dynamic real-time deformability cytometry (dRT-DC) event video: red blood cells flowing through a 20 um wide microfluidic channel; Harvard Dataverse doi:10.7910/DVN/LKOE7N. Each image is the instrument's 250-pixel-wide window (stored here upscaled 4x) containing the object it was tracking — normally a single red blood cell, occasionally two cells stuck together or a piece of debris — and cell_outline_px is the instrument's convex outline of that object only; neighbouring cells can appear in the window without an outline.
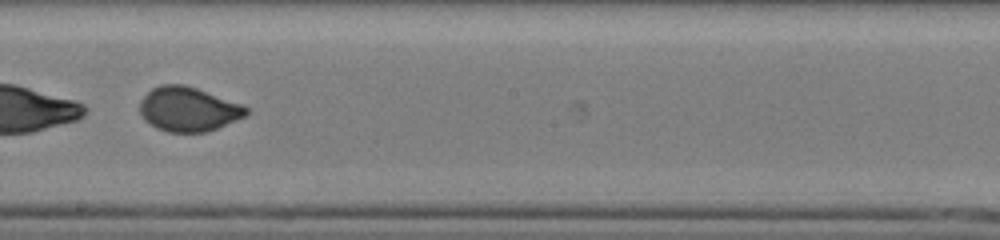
{"species": "human", "species_latin": "Homo sapiens", "temperature_condition": "cold", "stored_images_in_passage": 53, "segment_of_instrument_passage": [2, 2], "camera_frame_rate_fps": 3000, "um_per_image_px": 0.085, "donor": {"sex": "male"}, "frame": {"image": 1, "passage_image": 32, "time_ms": 10.333, "image_size_px": [1000, 240], "cell_outline_px": [[248, 112], [244, 116], [208, 132], [168, 132], [156, 128], [144, 120], [140, 112], [140, 100], [152, 88], [160, 84], [184, 84], [244, 104], [248, 108]], "centroid_in_image_um": [15.99, 9.27], "position_along_channel_um": 232.2, "area_um2": 27.57}}